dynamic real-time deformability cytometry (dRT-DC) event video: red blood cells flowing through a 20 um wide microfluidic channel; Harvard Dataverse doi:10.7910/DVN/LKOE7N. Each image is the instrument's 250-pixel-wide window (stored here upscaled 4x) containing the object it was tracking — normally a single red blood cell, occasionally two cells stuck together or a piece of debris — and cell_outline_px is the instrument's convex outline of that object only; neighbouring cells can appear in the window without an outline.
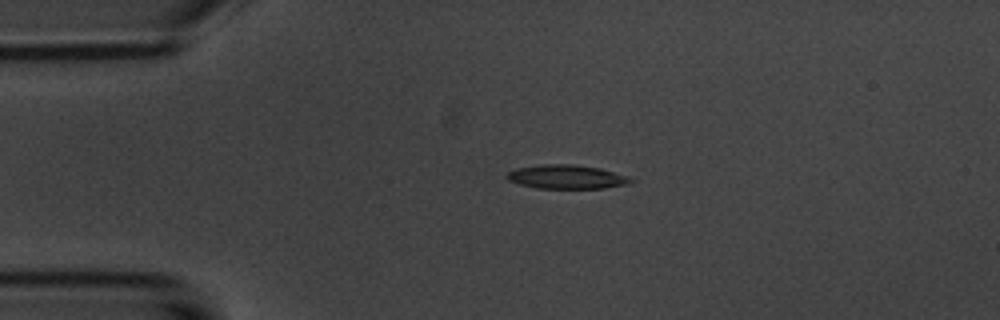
{"species": "common noctule bat (a hibernating species)", "species_latin": "Nyctalus noctula", "temperature_condition": "room temperature", "stored_images_in_passage": 38, "camera_frame_rate_fps": 3000, "um_per_image_px": 0.085, "animal": {"sex": "male", "body_mass_g": 20.1, "forearm_length_mm": 53.5}, "frame": {"image": 1, "passage_image": 2, "time_ms": 0.333, "image_size_px": [1000, 320], "cell_outline_px": [[636, 180], [628, 184], [604, 188], [540, 188], [520, 184], [508, 180], [504, 176], [508, 172], [516, 168], [540, 164], [572, 164], [600, 168], [628, 176]], "centroid_in_image_um": [48.17, 15.02], "position_along_channel_um": 36.8, "area_um2": 17.28}}
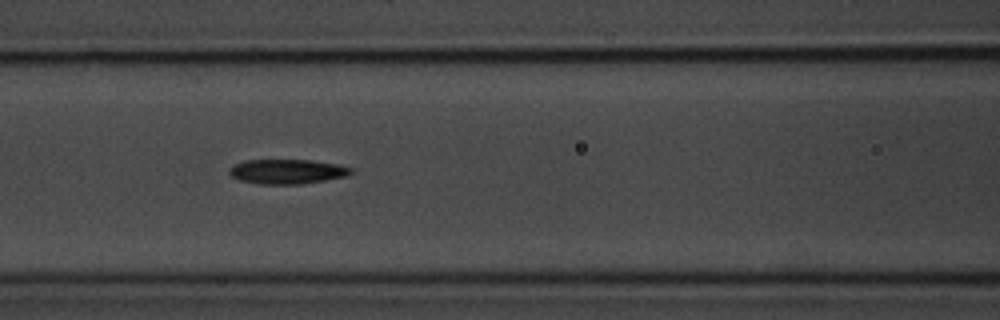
{"frame": {"image": 2, "passage_image": 13, "time_ms": 4.0, "image_size_px": [1000, 320], "cell_outline_px": [[356, 172], [348, 176], [300, 184], [256, 184], [240, 180], [232, 176], [228, 172], [228, 168], [232, 164], [244, 160], [312, 160], [340, 164], [352, 168]], "centroid_in_image_um": [24.42, 14.57], "position_along_channel_um": 142.2, "area_um2": 17.8}}
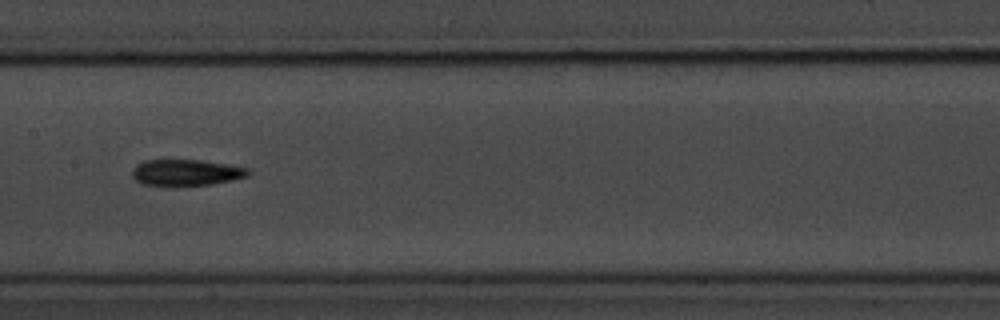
{"frame": {"image": 3, "passage_image": 17, "time_ms": 5.333, "image_size_px": [1000, 320], "cell_outline_px": [[252, 172], [248, 176], [232, 180], [212, 184], [172, 188], [168, 188], [140, 184], [132, 176], [132, 168], [136, 164], [144, 160], [200, 160], [248, 168]], "centroid_in_image_um": [15.75, 14.71], "position_along_channel_um": 191.6, "area_um2": 18.44}, "authors_computed_cell_mechanics": {"area_um2": 17.3111, "velocity_mm_per_s": 3.6996, "shape_relaxation_time_tau1_ms": 3.2365, "shape_relaxation_time_tau2_ms": 3.4175, "deformation_change_tau1": 0.1545, "deformation_change_tau2": 0.1293}}